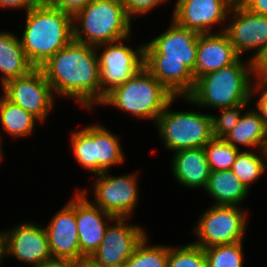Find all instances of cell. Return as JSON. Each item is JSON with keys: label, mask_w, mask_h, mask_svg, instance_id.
<instances>
[{"label": "cell", "mask_w": 267, "mask_h": 267, "mask_svg": "<svg viewBox=\"0 0 267 267\" xmlns=\"http://www.w3.org/2000/svg\"><path fill=\"white\" fill-rule=\"evenodd\" d=\"M204 191L215 200L213 205L235 206H240L249 193V190L231 170L210 171Z\"/></svg>", "instance_id": "21"}, {"label": "cell", "mask_w": 267, "mask_h": 267, "mask_svg": "<svg viewBox=\"0 0 267 267\" xmlns=\"http://www.w3.org/2000/svg\"><path fill=\"white\" fill-rule=\"evenodd\" d=\"M73 39V17L46 2L26 12L21 46L29 62L39 68Z\"/></svg>", "instance_id": "4"}, {"label": "cell", "mask_w": 267, "mask_h": 267, "mask_svg": "<svg viewBox=\"0 0 267 267\" xmlns=\"http://www.w3.org/2000/svg\"><path fill=\"white\" fill-rule=\"evenodd\" d=\"M210 171L231 170L240 150L224 138L213 137L203 147Z\"/></svg>", "instance_id": "27"}, {"label": "cell", "mask_w": 267, "mask_h": 267, "mask_svg": "<svg viewBox=\"0 0 267 267\" xmlns=\"http://www.w3.org/2000/svg\"><path fill=\"white\" fill-rule=\"evenodd\" d=\"M131 27L120 0H91L73 17V39L96 47L129 38Z\"/></svg>", "instance_id": "5"}, {"label": "cell", "mask_w": 267, "mask_h": 267, "mask_svg": "<svg viewBox=\"0 0 267 267\" xmlns=\"http://www.w3.org/2000/svg\"><path fill=\"white\" fill-rule=\"evenodd\" d=\"M239 2L253 13L267 15V0H239Z\"/></svg>", "instance_id": "36"}, {"label": "cell", "mask_w": 267, "mask_h": 267, "mask_svg": "<svg viewBox=\"0 0 267 267\" xmlns=\"http://www.w3.org/2000/svg\"><path fill=\"white\" fill-rule=\"evenodd\" d=\"M256 81L252 83L251 87V100L252 98H255L256 93L260 92L261 94L259 95V99L255 103L257 106L255 110L259 113L261 116L264 126L267 129V79H260L258 77H255ZM256 93H255V92ZM253 96V97H252Z\"/></svg>", "instance_id": "33"}, {"label": "cell", "mask_w": 267, "mask_h": 267, "mask_svg": "<svg viewBox=\"0 0 267 267\" xmlns=\"http://www.w3.org/2000/svg\"><path fill=\"white\" fill-rule=\"evenodd\" d=\"M126 14L130 19L140 17V15L147 14L151 10L163 5L167 0H120ZM136 15V16H135Z\"/></svg>", "instance_id": "32"}, {"label": "cell", "mask_w": 267, "mask_h": 267, "mask_svg": "<svg viewBox=\"0 0 267 267\" xmlns=\"http://www.w3.org/2000/svg\"><path fill=\"white\" fill-rule=\"evenodd\" d=\"M172 174L186 188L205 190L210 168L203 148L183 149L173 153Z\"/></svg>", "instance_id": "19"}, {"label": "cell", "mask_w": 267, "mask_h": 267, "mask_svg": "<svg viewBox=\"0 0 267 267\" xmlns=\"http://www.w3.org/2000/svg\"><path fill=\"white\" fill-rule=\"evenodd\" d=\"M261 155V156H260ZM267 168L266 150L261 152L240 151L232 165L231 171L238 177L241 183L249 190L251 184L256 182ZM250 186V187H249Z\"/></svg>", "instance_id": "25"}, {"label": "cell", "mask_w": 267, "mask_h": 267, "mask_svg": "<svg viewBox=\"0 0 267 267\" xmlns=\"http://www.w3.org/2000/svg\"><path fill=\"white\" fill-rule=\"evenodd\" d=\"M3 96L34 115L41 123L54 107V93L40 68L32 69L27 75L6 82Z\"/></svg>", "instance_id": "11"}, {"label": "cell", "mask_w": 267, "mask_h": 267, "mask_svg": "<svg viewBox=\"0 0 267 267\" xmlns=\"http://www.w3.org/2000/svg\"><path fill=\"white\" fill-rule=\"evenodd\" d=\"M167 31L144 43V67L175 97L194 88L199 33L173 19Z\"/></svg>", "instance_id": "1"}, {"label": "cell", "mask_w": 267, "mask_h": 267, "mask_svg": "<svg viewBox=\"0 0 267 267\" xmlns=\"http://www.w3.org/2000/svg\"><path fill=\"white\" fill-rule=\"evenodd\" d=\"M91 0H45V2L55 9H59L74 17Z\"/></svg>", "instance_id": "34"}, {"label": "cell", "mask_w": 267, "mask_h": 267, "mask_svg": "<svg viewBox=\"0 0 267 267\" xmlns=\"http://www.w3.org/2000/svg\"><path fill=\"white\" fill-rule=\"evenodd\" d=\"M175 96L145 67L123 85L111 90L99 105L117 107L136 118L152 119L159 115Z\"/></svg>", "instance_id": "6"}, {"label": "cell", "mask_w": 267, "mask_h": 267, "mask_svg": "<svg viewBox=\"0 0 267 267\" xmlns=\"http://www.w3.org/2000/svg\"><path fill=\"white\" fill-rule=\"evenodd\" d=\"M109 172L97 174L93 204L116 218H130L138 204V177L136 174L113 176Z\"/></svg>", "instance_id": "13"}, {"label": "cell", "mask_w": 267, "mask_h": 267, "mask_svg": "<svg viewBox=\"0 0 267 267\" xmlns=\"http://www.w3.org/2000/svg\"><path fill=\"white\" fill-rule=\"evenodd\" d=\"M146 235L126 261L125 267H167L168 245H147Z\"/></svg>", "instance_id": "26"}, {"label": "cell", "mask_w": 267, "mask_h": 267, "mask_svg": "<svg viewBox=\"0 0 267 267\" xmlns=\"http://www.w3.org/2000/svg\"><path fill=\"white\" fill-rule=\"evenodd\" d=\"M242 242L205 248L206 267H243Z\"/></svg>", "instance_id": "29"}, {"label": "cell", "mask_w": 267, "mask_h": 267, "mask_svg": "<svg viewBox=\"0 0 267 267\" xmlns=\"http://www.w3.org/2000/svg\"><path fill=\"white\" fill-rule=\"evenodd\" d=\"M127 39L96 46V49L104 47L100 55L96 50L100 71L101 102L111 90L123 85L144 67V44L133 49L123 44Z\"/></svg>", "instance_id": "9"}, {"label": "cell", "mask_w": 267, "mask_h": 267, "mask_svg": "<svg viewBox=\"0 0 267 267\" xmlns=\"http://www.w3.org/2000/svg\"><path fill=\"white\" fill-rule=\"evenodd\" d=\"M36 122L40 121L34 115L1 95L0 125L7 135L12 138L27 137L32 134Z\"/></svg>", "instance_id": "24"}, {"label": "cell", "mask_w": 267, "mask_h": 267, "mask_svg": "<svg viewBox=\"0 0 267 267\" xmlns=\"http://www.w3.org/2000/svg\"><path fill=\"white\" fill-rule=\"evenodd\" d=\"M45 0H0V8L24 9L25 13L30 9L43 4Z\"/></svg>", "instance_id": "35"}, {"label": "cell", "mask_w": 267, "mask_h": 267, "mask_svg": "<svg viewBox=\"0 0 267 267\" xmlns=\"http://www.w3.org/2000/svg\"><path fill=\"white\" fill-rule=\"evenodd\" d=\"M176 98L167 104L155 123L165 149L176 152L203 148L213 138L211 114L171 111L170 108Z\"/></svg>", "instance_id": "7"}, {"label": "cell", "mask_w": 267, "mask_h": 267, "mask_svg": "<svg viewBox=\"0 0 267 267\" xmlns=\"http://www.w3.org/2000/svg\"><path fill=\"white\" fill-rule=\"evenodd\" d=\"M34 68L25 55L20 38L11 32L0 31L1 86L9 80L27 75Z\"/></svg>", "instance_id": "20"}, {"label": "cell", "mask_w": 267, "mask_h": 267, "mask_svg": "<svg viewBox=\"0 0 267 267\" xmlns=\"http://www.w3.org/2000/svg\"><path fill=\"white\" fill-rule=\"evenodd\" d=\"M76 267H96V266L92 265L88 260H84L78 262Z\"/></svg>", "instance_id": "40"}, {"label": "cell", "mask_w": 267, "mask_h": 267, "mask_svg": "<svg viewBox=\"0 0 267 267\" xmlns=\"http://www.w3.org/2000/svg\"><path fill=\"white\" fill-rule=\"evenodd\" d=\"M119 138L105 126L94 124V174L108 171L123 163L125 155Z\"/></svg>", "instance_id": "23"}, {"label": "cell", "mask_w": 267, "mask_h": 267, "mask_svg": "<svg viewBox=\"0 0 267 267\" xmlns=\"http://www.w3.org/2000/svg\"><path fill=\"white\" fill-rule=\"evenodd\" d=\"M255 77L267 79V50L255 63Z\"/></svg>", "instance_id": "37"}, {"label": "cell", "mask_w": 267, "mask_h": 267, "mask_svg": "<svg viewBox=\"0 0 267 267\" xmlns=\"http://www.w3.org/2000/svg\"><path fill=\"white\" fill-rule=\"evenodd\" d=\"M96 50L95 46L72 39L39 67L54 94L72 98L89 111L101 103Z\"/></svg>", "instance_id": "2"}, {"label": "cell", "mask_w": 267, "mask_h": 267, "mask_svg": "<svg viewBox=\"0 0 267 267\" xmlns=\"http://www.w3.org/2000/svg\"><path fill=\"white\" fill-rule=\"evenodd\" d=\"M4 257H5L4 234H3V231H0V266H1V263H3Z\"/></svg>", "instance_id": "39"}, {"label": "cell", "mask_w": 267, "mask_h": 267, "mask_svg": "<svg viewBox=\"0 0 267 267\" xmlns=\"http://www.w3.org/2000/svg\"><path fill=\"white\" fill-rule=\"evenodd\" d=\"M129 218H115L109 223L103 241L98 249L87 259L96 267H125L137 245L147 235L145 230L128 224ZM114 222V225H113Z\"/></svg>", "instance_id": "12"}, {"label": "cell", "mask_w": 267, "mask_h": 267, "mask_svg": "<svg viewBox=\"0 0 267 267\" xmlns=\"http://www.w3.org/2000/svg\"><path fill=\"white\" fill-rule=\"evenodd\" d=\"M49 250L53 259L81 261L78 228L75 219V196L52 217L46 226Z\"/></svg>", "instance_id": "17"}, {"label": "cell", "mask_w": 267, "mask_h": 267, "mask_svg": "<svg viewBox=\"0 0 267 267\" xmlns=\"http://www.w3.org/2000/svg\"><path fill=\"white\" fill-rule=\"evenodd\" d=\"M234 0H177L172 19L181 27L199 34L212 33V27L227 18Z\"/></svg>", "instance_id": "16"}, {"label": "cell", "mask_w": 267, "mask_h": 267, "mask_svg": "<svg viewBox=\"0 0 267 267\" xmlns=\"http://www.w3.org/2000/svg\"><path fill=\"white\" fill-rule=\"evenodd\" d=\"M77 189L75 193V219L78 228V238L81 250V261L87 260L103 241L107 222L116 217L104 212L87 198V190ZM106 220V221H105Z\"/></svg>", "instance_id": "15"}, {"label": "cell", "mask_w": 267, "mask_h": 267, "mask_svg": "<svg viewBox=\"0 0 267 267\" xmlns=\"http://www.w3.org/2000/svg\"><path fill=\"white\" fill-rule=\"evenodd\" d=\"M239 58L224 29L217 33L199 34L194 78L196 80L200 76L227 67Z\"/></svg>", "instance_id": "18"}, {"label": "cell", "mask_w": 267, "mask_h": 267, "mask_svg": "<svg viewBox=\"0 0 267 267\" xmlns=\"http://www.w3.org/2000/svg\"><path fill=\"white\" fill-rule=\"evenodd\" d=\"M3 234L5 257L14 256L32 267L53 259L45 227L25 222L8 231L3 230Z\"/></svg>", "instance_id": "14"}, {"label": "cell", "mask_w": 267, "mask_h": 267, "mask_svg": "<svg viewBox=\"0 0 267 267\" xmlns=\"http://www.w3.org/2000/svg\"><path fill=\"white\" fill-rule=\"evenodd\" d=\"M244 209L235 205L212 204L193 229L198 239L193 243L205 249L243 241L248 224V211Z\"/></svg>", "instance_id": "8"}, {"label": "cell", "mask_w": 267, "mask_h": 267, "mask_svg": "<svg viewBox=\"0 0 267 267\" xmlns=\"http://www.w3.org/2000/svg\"><path fill=\"white\" fill-rule=\"evenodd\" d=\"M246 61L240 57L227 67L200 76L184 100L194 106L214 109L250 103L255 63L249 58Z\"/></svg>", "instance_id": "3"}, {"label": "cell", "mask_w": 267, "mask_h": 267, "mask_svg": "<svg viewBox=\"0 0 267 267\" xmlns=\"http://www.w3.org/2000/svg\"><path fill=\"white\" fill-rule=\"evenodd\" d=\"M71 134L70 143L76 161L84 169L94 173V124Z\"/></svg>", "instance_id": "28"}, {"label": "cell", "mask_w": 267, "mask_h": 267, "mask_svg": "<svg viewBox=\"0 0 267 267\" xmlns=\"http://www.w3.org/2000/svg\"><path fill=\"white\" fill-rule=\"evenodd\" d=\"M167 267H206L204 249L193 242L183 247L168 245Z\"/></svg>", "instance_id": "30"}, {"label": "cell", "mask_w": 267, "mask_h": 267, "mask_svg": "<svg viewBox=\"0 0 267 267\" xmlns=\"http://www.w3.org/2000/svg\"><path fill=\"white\" fill-rule=\"evenodd\" d=\"M1 138H2V137H1V134H0V160L3 159V158H2V157H3V154H2L3 150H2V143H1L2 141H1Z\"/></svg>", "instance_id": "41"}, {"label": "cell", "mask_w": 267, "mask_h": 267, "mask_svg": "<svg viewBox=\"0 0 267 267\" xmlns=\"http://www.w3.org/2000/svg\"><path fill=\"white\" fill-rule=\"evenodd\" d=\"M249 104L250 103L218 109L221 111L219 116L211 114L213 137L224 138L228 135L238 124V121L243 114L242 112L244 109H247Z\"/></svg>", "instance_id": "31"}, {"label": "cell", "mask_w": 267, "mask_h": 267, "mask_svg": "<svg viewBox=\"0 0 267 267\" xmlns=\"http://www.w3.org/2000/svg\"><path fill=\"white\" fill-rule=\"evenodd\" d=\"M229 15L232 21L223 27L224 33L240 57L255 50L249 59L256 63L267 50V15L253 13L239 1L234 2Z\"/></svg>", "instance_id": "10"}, {"label": "cell", "mask_w": 267, "mask_h": 267, "mask_svg": "<svg viewBox=\"0 0 267 267\" xmlns=\"http://www.w3.org/2000/svg\"><path fill=\"white\" fill-rule=\"evenodd\" d=\"M245 112V113H244ZM238 124L224 137L233 147H254L257 150H266L267 129L259 113L254 109L244 111Z\"/></svg>", "instance_id": "22"}, {"label": "cell", "mask_w": 267, "mask_h": 267, "mask_svg": "<svg viewBox=\"0 0 267 267\" xmlns=\"http://www.w3.org/2000/svg\"><path fill=\"white\" fill-rule=\"evenodd\" d=\"M77 263L69 259H51L34 267H76Z\"/></svg>", "instance_id": "38"}]
</instances>
